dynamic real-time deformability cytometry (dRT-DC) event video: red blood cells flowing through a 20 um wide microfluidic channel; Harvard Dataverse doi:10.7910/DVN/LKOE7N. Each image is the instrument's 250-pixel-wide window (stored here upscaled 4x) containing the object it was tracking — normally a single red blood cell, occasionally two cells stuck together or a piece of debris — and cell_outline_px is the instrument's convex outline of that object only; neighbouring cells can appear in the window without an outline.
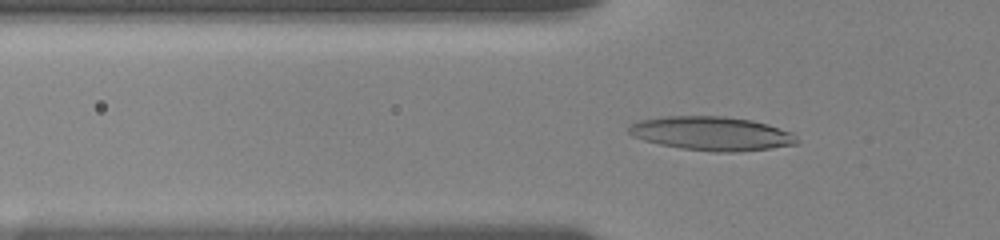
{"species": "human", "species_latin": "Homo sapiens", "temperature_condition": "room temperature", "stored_images_in_passage": 17, "camera_frame_rate_fps": 3000, "um_per_image_px": 0.085, "donor": {"sex": "female"}, "frame": {"image": 1, "passage_image": 11, "time_ms": 3.0, "image_size_px": [1000, 240], "cell_outline_px": [[800, 140], [796, 144], [772, 148], [736, 152], [716, 152], [680, 148], [660, 144], [644, 140], [632, 136], [628, 132], [628, 128], [632, 124], [640, 120], [660, 116], [724, 116], [752, 120], [768, 124], [792, 132]], "centroid_in_image_um": [60.51, 11.34], "position_along_channel_um": 65.3, "area_um2": 33.35}}
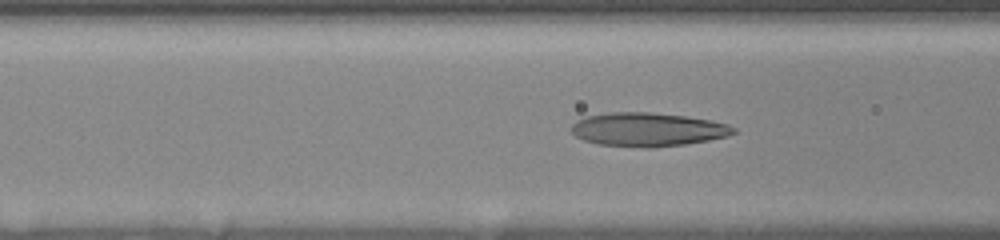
{"frame": {"image": 2, "passage_image": 15, "time_ms": 4.333, "image_size_px": [1000, 240], "cell_outline_px": [[736, 132], [728, 136], [708, 140], [684, 144], [648, 148], [644, 148], [596, 144], [584, 140], [576, 136], [572, 132], [572, 124], [576, 120], [584, 116], [608, 112], [648, 112], [684, 116], [708, 120], [728, 124], [736, 128]], "centroid_in_image_um": [55.02, 11.01], "position_along_channel_um": 111.6, "area_um2": 31.85}}